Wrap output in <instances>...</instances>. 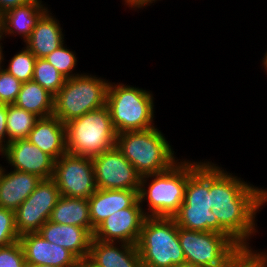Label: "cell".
I'll use <instances>...</instances> for the list:
<instances>
[{
  "mask_svg": "<svg viewBox=\"0 0 267 267\" xmlns=\"http://www.w3.org/2000/svg\"><path fill=\"white\" fill-rule=\"evenodd\" d=\"M211 162L212 213L242 246L257 232L256 214L267 203V189L255 187Z\"/></svg>",
  "mask_w": 267,
  "mask_h": 267,
  "instance_id": "obj_1",
  "label": "cell"
},
{
  "mask_svg": "<svg viewBox=\"0 0 267 267\" xmlns=\"http://www.w3.org/2000/svg\"><path fill=\"white\" fill-rule=\"evenodd\" d=\"M202 163L180 160L164 172L141 177L138 198L141 205L148 203L147 217H173L184 201L188 177Z\"/></svg>",
  "mask_w": 267,
  "mask_h": 267,
  "instance_id": "obj_2",
  "label": "cell"
},
{
  "mask_svg": "<svg viewBox=\"0 0 267 267\" xmlns=\"http://www.w3.org/2000/svg\"><path fill=\"white\" fill-rule=\"evenodd\" d=\"M116 148L141 177L164 172L179 161L170 143L157 127L117 134Z\"/></svg>",
  "mask_w": 267,
  "mask_h": 267,
  "instance_id": "obj_3",
  "label": "cell"
},
{
  "mask_svg": "<svg viewBox=\"0 0 267 267\" xmlns=\"http://www.w3.org/2000/svg\"><path fill=\"white\" fill-rule=\"evenodd\" d=\"M154 97L150 91L109 82L106 106L117 134L154 126Z\"/></svg>",
  "mask_w": 267,
  "mask_h": 267,
  "instance_id": "obj_4",
  "label": "cell"
},
{
  "mask_svg": "<svg viewBox=\"0 0 267 267\" xmlns=\"http://www.w3.org/2000/svg\"><path fill=\"white\" fill-rule=\"evenodd\" d=\"M65 126L69 154L94 158L116 146L117 132L106 105L70 120Z\"/></svg>",
  "mask_w": 267,
  "mask_h": 267,
  "instance_id": "obj_5",
  "label": "cell"
},
{
  "mask_svg": "<svg viewBox=\"0 0 267 267\" xmlns=\"http://www.w3.org/2000/svg\"><path fill=\"white\" fill-rule=\"evenodd\" d=\"M137 247L143 267H173L186 263L173 217H146Z\"/></svg>",
  "mask_w": 267,
  "mask_h": 267,
  "instance_id": "obj_6",
  "label": "cell"
},
{
  "mask_svg": "<svg viewBox=\"0 0 267 267\" xmlns=\"http://www.w3.org/2000/svg\"><path fill=\"white\" fill-rule=\"evenodd\" d=\"M81 73L68 78L54 96L53 116L66 124L89 111L106 105L109 80Z\"/></svg>",
  "mask_w": 267,
  "mask_h": 267,
  "instance_id": "obj_7",
  "label": "cell"
},
{
  "mask_svg": "<svg viewBox=\"0 0 267 267\" xmlns=\"http://www.w3.org/2000/svg\"><path fill=\"white\" fill-rule=\"evenodd\" d=\"M178 238L186 263L197 267L222 264L238 247L224 234L178 227Z\"/></svg>",
  "mask_w": 267,
  "mask_h": 267,
  "instance_id": "obj_8",
  "label": "cell"
},
{
  "mask_svg": "<svg viewBox=\"0 0 267 267\" xmlns=\"http://www.w3.org/2000/svg\"><path fill=\"white\" fill-rule=\"evenodd\" d=\"M52 179L65 197L88 199L97 190L90 157L62 155L54 163Z\"/></svg>",
  "mask_w": 267,
  "mask_h": 267,
  "instance_id": "obj_9",
  "label": "cell"
},
{
  "mask_svg": "<svg viewBox=\"0 0 267 267\" xmlns=\"http://www.w3.org/2000/svg\"><path fill=\"white\" fill-rule=\"evenodd\" d=\"M60 196L57 184L52 178L42 179L15 210V226L19 236L38 232L50 220L52 210Z\"/></svg>",
  "mask_w": 267,
  "mask_h": 267,
  "instance_id": "obj_10",
  "label": "cell"
},
{
  "mask_svg": "<svg viewBox=\"0 0 267 267\" xmlns=\"http://www.w3.org/2000/svg\"><path fill=\"white\" fill-rule=\"evenodd\" d=\"M92 160L97 188L139 190L141 176L116 146Z\"/></svg>",
  "mask_w": 267,
  "mask_h": 267,
  "instance_id": "obj_11",
  "label": "cell"
},
{
  "mask_svg": "<svg viewBox=\"0 0 267 267\" xmlns=\"http://www.w3.org/2000/svg\"><path fill=\"white\" fill-rule=\"evenodd\" d=\"M143 206L138 199L131 207L113 213L94 229L93 239L137 245L147 217Z\"/></svg>",
  "mask_w": 267,
  "mask_h": 267,
  "instance_id": "obj_12",
  "label": "cell"
},
{
  "mask_svg": "<svg viewBox=\"0 0 267 267\" xmlns=\"http://www.w3.org/2000/svg\"><path fill=\"white\" fill-rule=\"evenodd\" d=\"M3 155L14 170L35 174L41 179L53 176L55 160L27 139L9 142Z\"/></svg>",
  "mask_w": 267,
  "mask_h": 267,
  "instance_id": "obj_13",
  "label": "cell"
},
{
  "mask_svg": "<svg viewBox=\"0 0 267 267\" xmlns=\"http://www.w3.org/2000/svg\"><path fill=\"white\" fill-rule=\"evenodd\" d=\"M26 264L78 267L79 259L68 249L48 242L38 232L21 235Z\"/></svg>",
  "mask_w": 267,
  "mask_h": 267,
  "instance_id": "obj_14",
  "label": "cell"
},
{
  "mask_svg": "<svg viewBox=\"0 0 267 267\" xmlns=\"http://www.w3.org/2000/svg\"><path fill=\"white\" fill-rule=\"evenodd\" d=\"M38 233L48 242L68 249L79 260L89 256L93 235L86 228L48 220Z\"/></svg>",
  "mask_w": 267,
  "mask_h": 267,
  "instance_id": "obj_15",
  "label": "cell"
},
{
  "mask_svg": "<svg viewBox=\"0 0 267 267\" xmlns=\"http://www.w3.org/2000/svg\"><path fill=\"white\" fill-rule=\"evenodd\" d=\"M88 258L98 267H143L137 245L121 242L92 239Z\"/></svg>",
  "mask_w": 267,
  "mask_h": 267,
  "instance_id": "obj_16",
  "label": "cell"
},
{
  "mask_svg": "<svg viewBox=\"0 0 267 267\" xmlns=\"http://www.w3.org/2000/svg\"><path fill=\"white\" fill-rule=\"evenodd\" d=\"M42 179L35 174L2 167L0 172V207L15 211L35 190Z\"/></svg>",
  "mask_w": 267,
  "mask_h": 267,
  "instance_id": "obj_17",
  "label": "cell"
},
{
  "mask_svg": "<svg viewBox=\"0 0 267 267\" xmlns=\"http://www.w3.org/2000/svg\"><path fill=\"white\" fill-rule=\"evenodd\" d=\"M139 190L99 189L88 198L92 228L113 213L131 207L139 198Z\"/></svg>",
  "mask_w": 267,
  "mask_h": 267,
  "instance_id": "obj_18",
  "label": "cell"
},
{
  "mask_svg": "<svg viewBox=\"0 0 267 267\" xmlns=\"http://www.w3.org/2000/svg\"><path fill=\"white\" fill-rule=\"evenodd\" d=\"M55 161L67 153L66 126L57 117L40 118L27 138Z\"/></svg>",
  "mask_w": 267,
  "mask_h": 267,
  "instance_id": "obj_19",
  "label": "cell"
},
{
  "mask_svg": "<svg viewBox=\"0 0 267 267\" xmlns=\"http://www.w3.org/2000/svg\"><path fill=\"white\" fill-rule=\"evenodd\" d=\"M41 0H32L29 3L6 11L1 16V40L7 35H20L25 42L31 35L37 21L48 10ZM4 35V36H3Z\"/></svg>",
  "mask_w": 267,
  "mask_h": 267,
  "instance_id": "obj_20",
  "label": "cell"
},
{
  "mask_svg": "<svg viewBox=\"0 0 267 267\" xmlns=\"http://www.w3.org/2000/svg\"><path fill=\"white\" fill-rule=\"evenodd\" d=\"M59 20L52 16L49 9L40 17L30 37L25 41L26 47L36 58H46L64 42Z\"/></svg>",
  "mask_w": 267,
  "mask_h": 267,
  "instance_id": "obj_21",
  "label": "cell"
},
{
  "mask_svg": "<svg viewBox=\"0 0 267 267\" xmlns=\"http://www.w3.org/2000/svg\"><path fill=\"white\" fill-rule=\"evenodd\" d=\"M180 208L212 209L211 161L203 163L188 177Z\"/></svg>",
  "mask_w": 267,
  "mask_h": 267,
  "instance_id": "obj_22",
  "label": "cell"
},
{
  "mask_svg": "<svg viewBox=\"0 0 267 267\" xmlns=\"http://www.w3.org/2000/svg\"><path fill=\"white\" fill-rule=\"evenodd\" d=\"M50 221L86 228L92 235L94 229L90 219L88 199L60 196L52 210Z\"/></svg>",
  "mask_w": 267,
  "mask_h": 267,
  "instance_id": "obj_23",
  "label": "cell"
},
{
  "mask_svg": "<svg viewBox=\"0 0 267 267\" xmlns=\"http://www.w3.org/2000/svg\"><path fill=\"white\" fill-rule=\"evenodd\" d=\"M14 105L45 118L53 115L54 96L31 80L22 83Z\"/></svg>",
  "mask_w": 267,
  "mask_h": 267,
  "instance_id": "obj_24",
  "label": "cell"
},
{
  "mask_svg": "<svg viewBox=\"0 0 267 267\" xmlns=\"http://www.w3.org/2000/svg\"><path fill=\"white\" fill-rule=\"evenodd\" d=\"M173 218L178 227L194 231H215L226 235L237 247H242L219 224L211 209L180 208Z\"/></svg>",
  "mask_w": 267,
  "mask_h": 267,
  "instance_id": "obj_25",
  "label": "cell"
},
{
  "mask_svg": "<svg viewBox=\"0 0 267 267\" xmlns=\"http://www.w3.org/2000/svg\"><path fill=\"white\" fill-rule=\"evenodd\" d=\"M39 119L34 113L7 104V144L17 139H27Z\"/></svg>",
  "mask_w": 267,
  "mask_h": 267,
  "instance_id": "obj_26",
  "label": "cell"
},
{
  "mask_svg": "<svg viewBox=\"0 0 267 267\" xmlns=\"http://www.w3.org/2000/svg\"><path fill=\"white\" fill-rule=\"evenodd\" d=\"M66 79L44 58H36L32 80L50 94L55 96L65 84Z\"/></svg>",
  "mask_w": 267,
  "mask_h": 267,
  "instance_id": "obj_27",
  "label": "cell"
},
{
  "mask_svg": "<svg viewBox=\"0 0 267 267\" xmlns=\"http://www.w3.org/2000/svg\"><path fill=\"white\" fill-rule=\"evenodd\" d=\"M35 61V55L25 46L9 60V65L4 70L22 83L28 82L33 79Z\"/></svg>",
  "mask_w": 267,
  "mask_h": 267,
  "instance_id": "obj_28",
  "label": "cell"
},
{
  "mask_svg": "<svg viewBox=\"0 0 267 267\" xmlns=\"http://www.w3.org/2000/svg\"><path fill=\"white\" fill-rule=\"evenodd\" d=\"M77 58L76 53L67 49L63 43L50 53L45 60L53 65L58 72L68 79L80 75L79 73L73 74L72 72L77 65Z\"/></svg>",
  "mask_w": 267,
  "mask_h": 267,
  "instance_id": "obj_29",
  "label": "cell"
},
{
  "mask_svg": "<svg viewBox=\"0 0 267 267\" xmlns=\"http://www.w3.org/2000/svg\"><path fill=\"white\" fill-rule=\"evenodd\" d=\"M3 47L0 50V103L14 104L17 95L20 92L22 82L15 78L12 74L4 70L2 61L4 62Z\"/></svg>",
  "mask_w": 267,
  "mask_h": 267,
  "instance_id": "obj_30",
  "label": "cell"
},
{
  "mask_svg": "<svg viewBox=\"0 0 267 267\" xmlns=\"http://www.w3.org/2000/svg\"><path fill=\"white\" fill-rule=\"evenodd\" d=\"M259 252L252 247H238L228 257V267H264V252Z\"/></svg>",
  "mask_w": 267,
  "mask_h": 267,
  "instance_id": "obj_31",
  "label": "cell"
},
{
  "mask_svg": "<svg viewBox=\"0 0 267 267\" xmlns=\"http://www.w3.org/2000/svg\"><path fill=\"white\" fill-rule=\"evenodd\" d=\"M15 226V211L0 207V247L19 241Z\"/></svg>",
  "mask_w": 267,
  "mask_h": 267,
  "instance_id": "obj_32",
  "label": "cell"
},
{
  "mask_svg": "<svg viewBox=\"0 0 267 267\" xmlns=\"http://www.w3.org/2000/svg\"><path fill=\"white\" fill-rule=\"evenodd\" d=\"M0 267H26L24 252L19 241L0 247Z\"/></svg>",
  "mask_w": 267,
  "mask_h": 267,
  "instance_id": "obj_33",
  "label": "cell"
},
{
  "mask_svg": "<svg viewBox=\"0 0 267 267\" xmlns=\"http://www.w3.org/2000/svg\"><path fill=\"white\" fill-rule=\"evenodd\" d=\"M7 146V104L0 103V155Z\"/></svg>",
  "mask_w": 267,
  "mask_h": 267,
  "instance_id": "obj_34",
  "label": "cell"
},
{
  "mask_svg": "<svg viewBox=\"0 0 267 267\" xmlns=\"http://www.w3.org/2000/svg\"><path fill=\"white\" fill-rule=\"evenodd\" d=\"M32 0H0V14H4L6 11H9L18 6L25 5Z\"/></svg>",
  "mask_w": 267,
  "mask_h": 267,
  "instance_id": "obj_35",
  "label": "cell"
},
{
  "mask_svg": "<svg viewBox=\"0 0 267 267\" xmlns=\"http://www.w3.org/2000/svg\"><path fill=\"white\" fill-rule=\"evenodd\" d=\"M126 6L130 7L132 10L141 9L146 6H150L153 2L157 0H123Z\"/></svg>",
  "mask_w": 267,
  "mask_h": 267,
  "instance_id": "obj_36",
  "label": "cell"
},
{
  "mask_svg": "<svg viewBox=\"0 0 267 267\" xmlns=\"http://www.w3.org/2000/svg\"><path fill=\"white\" fill-rule=\"evenodd\" d=\"M78 267H98L94 264L88 257L82 260H79Z\"/></svg>",
  "mask_w": 267,
  "mask_h": 267,
  "instance_id": "obj_37",
  "label": "cell"
},
{
  "mask_svg": "<svg viewBox=\"0 0 267 267\" xmlns=\"http://www.w3.org/2000/svg\"><path fill=\"white\" fill-rule=\"evenodd\" d=\"M262 62H263L262 64L264 65V68H265V70L267 72V52L265 53Z\"/></svg>",
  "mask_w": 267,
  "mask_h": 267,
  "instance_id": "obj_38",
  "label": "cell"
},
{
  "mask_svg": "<svg viewBox=\"0 0 267 267\" xmlns=\"http://www.w3.org/2000/svg\"><path fill=\"white\" fill-rule=\"evenodd\" d=\"M26 267H53L51 265H34V264H26Z\"/></svg>",
  "mask_w": 267,
  "mask_h": 267,
  "instance_id": "obj_39",
  "label": "cell"
},
{
  "mask_svg": "<svg viewBox=\"0 0 267 267\" xmlns=\"http://www.w3.org/2000/svg\"><path fill=\"white\" fill-rule=\"evenodd\" d=\"M209 267H228V258L220 265L217 266H209Z\"/></svg>",
  "mask_w": 267,
  "mask_h": 267,
  "instance_id": "obj_40",
  "label": "cell"
},
{
  "mask_svg": "<svg viewBox=\"0 0 267 267\" xmlns=\"http://www.w3.org/2000/svg\"><path fill=\"white\" fill-rule=\"evenodd\" d=\"M173 267H197V266H194L192 264L185 263V264H181V265H177V266H173Z\"/></svg>",
  "mask_w": 267,
  "mask_h": 267,
  "instance_id": "obj_41",
  "label": "cell"
},
{
  "mask_svg": "<svg viewBox=\"0 0 267 267\" xmlns=\"http://www.w3.org/2000/svg\"><path fill=\"white\" fill-rule=\"evenodd\" d=\"M264 267H267V253H264Z\"/></svg>",
  "mask_w": 267,
  "mask_h": 267,
  "instance_id": "obj_42",
  "label": "cell"
},
{
  "mask_svg": "<svg viewBox=\"0 0 267 267\" xmlns=\"http://www.w3.org/2000/svg\"><path fill=\"white\" fill-rule=\"evenodd\" d=\"M0 41H2V40H1V32H0ZM1 45H2V43H0V50H1Z\"/></svg>",
  "mask_w": 267,
  "mask_h": 267,
  "instance_id": "obj_43",
  "label": "cell"
}]
</instances>
